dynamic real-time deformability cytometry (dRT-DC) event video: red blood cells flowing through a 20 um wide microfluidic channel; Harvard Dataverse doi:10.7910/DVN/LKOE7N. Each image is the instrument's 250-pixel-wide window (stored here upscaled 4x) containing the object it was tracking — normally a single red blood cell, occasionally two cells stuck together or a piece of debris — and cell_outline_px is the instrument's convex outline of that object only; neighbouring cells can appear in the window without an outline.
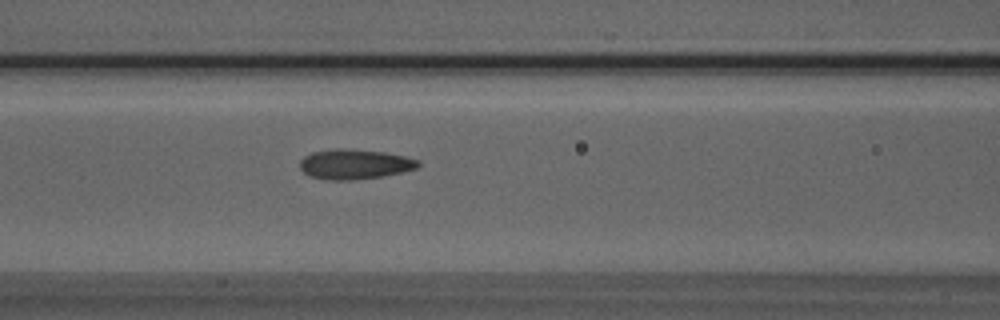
{"species": "Egyptian fruit bat (a non-hibernating species)", "species_latin": "Rousettus aegyptiacus", "temperature_condition": "room temperature", "stored_images_in_passage": 37, "camera_frame_rate_fps": 3000, "um_per_image_px": 0.085, "animal": {"sex": "male"}, "frame": {"image": 1, "passage_image": 7, "time_ms": 2.0, "image_size_px": [1000, 320], "cell_outline_px": [[420, 164], [416, 168], [400, 172], [380, 176], [352, 180], [328, 180], [312, 176], [304, 172], [300, 168], [300, 160], [304, 156], [312, 152], [336, 148], [344, 148], [384, 152], [404, 156], [420, 160]], "centroid_in_image_um": [30.12, 13.94], "position_along_channel_um": 136.5, "area_um2": 20.46}}
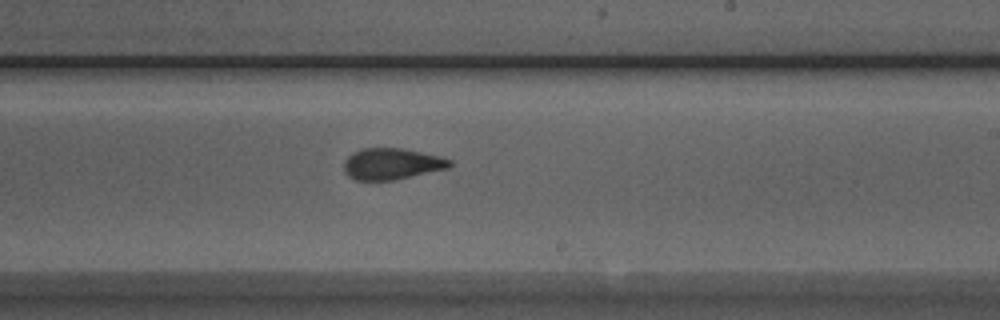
{"frame": {"image": 2, "passage_image": 16, "time_ms": 5.0, "image_size_px": [1000, 320], "cell_outline_px": [[452, 164], [448, 168], [392, 180], [356, 180], [348, 176], [344, 172], [344, 160], [352, 152], [364, 148], [400, 148], [440, 156], [452, 160]], "centroid_in_image_um": [33.27, 13.92], "position_along_channel_um": 255.7, "area_um2": 19.19}}
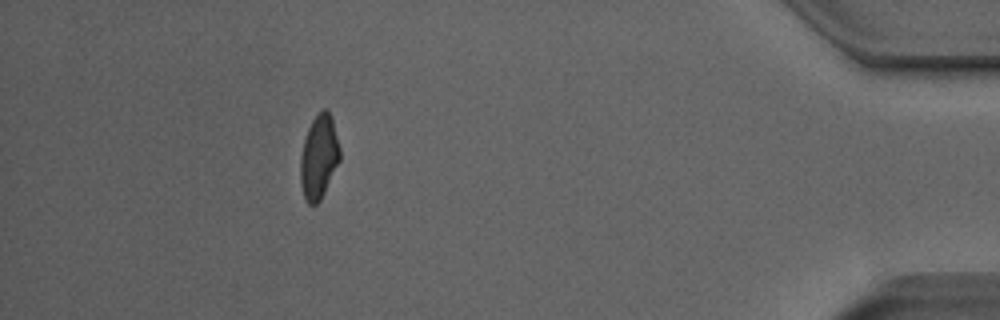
{"frame": {"image": 3, "passage_image": 32, "time_ms": 10.333, "image_size_px": [1000, 320], "cell_outline_px": [[340, 160], [320, 200], [316, 204], [308, 204], [304, 200], [300, 184], [300, 156], [304, 140], [308, 128], [312, 120], [324, 108], [328, 108], [332, 120], [340, 148]], "centroid_in_image_um": [27.09, 13.36], "position_along_channel_um": 408.1, "area_um2": 19.25}, "authors_computed_cell_mechanics": {"area_um2": 19.7098, "velocity_mm_per_s": 3.9793, "shape_relaxation_time_tau1_ms": 6.1307, "shape_relaxation_time_tau2_ms": 1.5909, "deformation_change_tau1": 0.1643, "deformation_change_tau2": 0.0825}}